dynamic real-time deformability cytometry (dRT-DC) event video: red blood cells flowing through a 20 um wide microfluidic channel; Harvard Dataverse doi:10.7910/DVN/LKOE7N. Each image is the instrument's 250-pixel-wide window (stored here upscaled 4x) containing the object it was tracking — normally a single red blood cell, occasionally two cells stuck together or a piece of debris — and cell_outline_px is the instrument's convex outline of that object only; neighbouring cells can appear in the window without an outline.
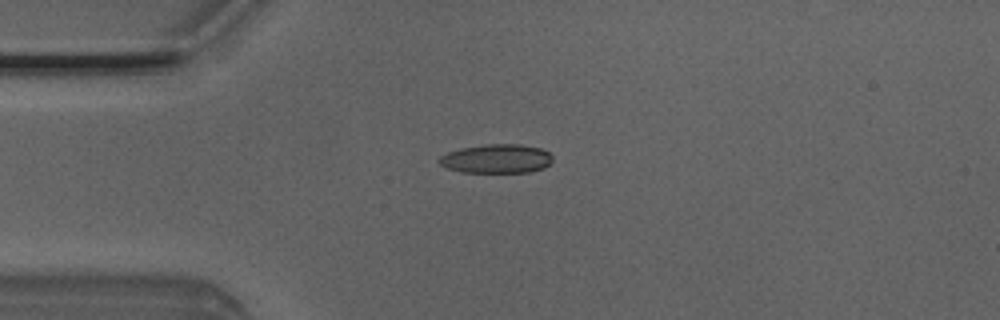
{"species": "Egyptian fruit bat (a non-hibernating species)", "species_latin": "Rousettus aegyptiacus", "temperature_condition": "room temperature", "stored_images_in_passage": 6, "camera_frame_rate_fps": 3000, "um_per_image_px": 0.085, "animal": {"sex": "male"}, "frame": {"image": 1, "passage_image": 4, "time_ms": 1.0, "image_size_px": [1000, 320], "cell_outline_px": [[552, 160], [544, 168], [528, 172], [460, 172], [448, 168], [440, 164], [436, 160], [440, 156], [448, 152], [460, 148], [484, 144], [520, 144], [540, 148], [548, 152], [552, 156]], "centroid_in_image_um": [42.18, 13.48], "position_along_channel_um": 42.8, "area_um2": 19.19}}